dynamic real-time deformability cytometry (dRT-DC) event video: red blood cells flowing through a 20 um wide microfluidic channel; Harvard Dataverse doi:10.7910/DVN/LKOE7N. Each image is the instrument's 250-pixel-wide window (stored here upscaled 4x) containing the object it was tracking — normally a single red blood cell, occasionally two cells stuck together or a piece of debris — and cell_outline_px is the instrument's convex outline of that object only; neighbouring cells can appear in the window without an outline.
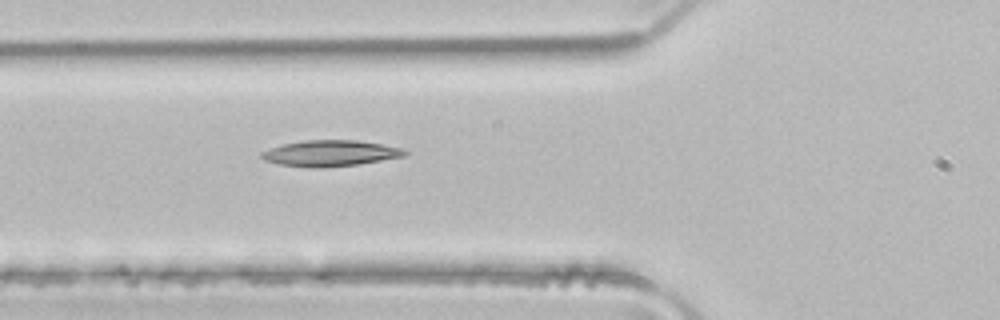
{"species": "common noctule bat (a hibernating species)", "species_latin": "Nyctalus noctula", "temperature_condition": "room temperature", "stored_images_in_passage": 7, "camera_frame_rate_fps": 3000, "um_per_image_px": 0.085, "animal": {"sex": "male", "body_mass_g": 21.5, "forearm_length_mm": 52.0}, "frame": {"image": 1, "passage_image": 7, "time_ms": 2.0, "image_size_px": [1000, 320], "cell_outline_px": [[408, 152], [404, 156], [356, 164], [320, 168], [308, 168], [280, 164], [264, 160], [260, 156], [260, 152], [268, 148], [284, 144], [308, 140], [356, 140], [380, 144], [400, 148]], "centroid_in_image_um": [28.0, 13.03], "position_along_channel_um": 97.8, "area_um2": 21.44}}